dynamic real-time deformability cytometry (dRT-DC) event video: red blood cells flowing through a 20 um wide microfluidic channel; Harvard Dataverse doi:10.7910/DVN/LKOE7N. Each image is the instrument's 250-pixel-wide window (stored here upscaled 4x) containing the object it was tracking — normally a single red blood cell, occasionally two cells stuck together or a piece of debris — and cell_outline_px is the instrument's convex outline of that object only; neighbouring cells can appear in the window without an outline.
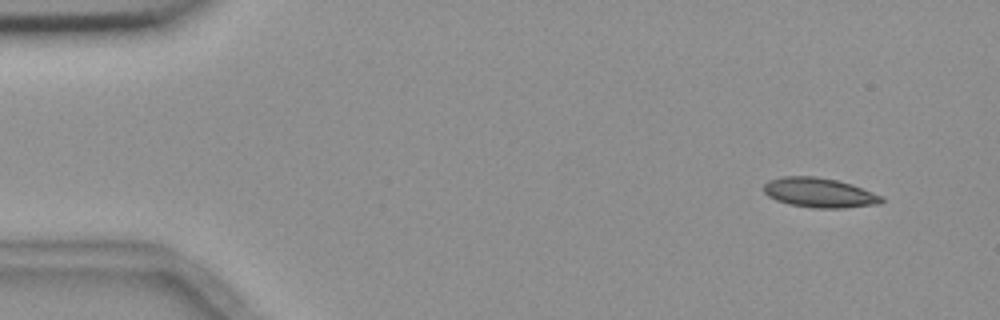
{"species": "common noctule bat (a hibernating species)", "species_latin": "Nyctalus noctula", "temperature_condition": "room temperature", "stored_images_in_passage": 3, "camera_frame_rate_fps": 3000, "um_per_image_px": 0.085, "animal": {"sex": "female", "body_mass_g": 18.4}, "frame": {"image": 1, "passage_image": 1, "time_ms": 0.0, "image_size_px": [1000, 320], "cell_outline_px": [[884, 200], [880, 204], [844, 208], [812, 208], [788, 204], [776, 200], [768, 196], [764, 192], [764, 184], [768, 180], [784, 176], [816, 176], [836, 180], [852, 184], [884, 196]], "centroid_in_image_um": [69.66, 16.38], "position_along_channel_um": 15.3, "area_um2": 20.58}}